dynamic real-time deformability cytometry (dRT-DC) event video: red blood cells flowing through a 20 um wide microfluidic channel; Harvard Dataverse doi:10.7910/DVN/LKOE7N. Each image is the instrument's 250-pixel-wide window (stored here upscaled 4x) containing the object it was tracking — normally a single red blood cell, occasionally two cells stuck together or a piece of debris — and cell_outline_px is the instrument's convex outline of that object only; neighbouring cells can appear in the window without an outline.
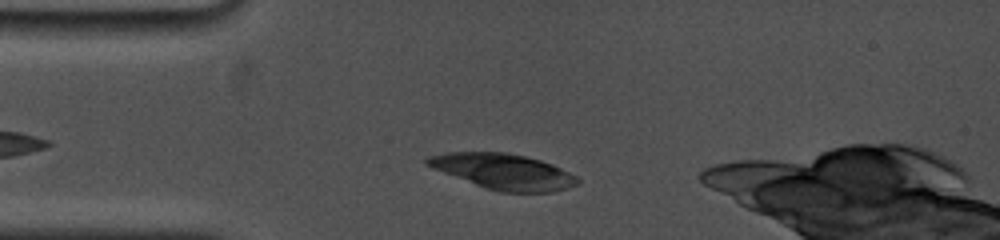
{"species": "common noctule bat (a hibernating species)", "species_latin": "Nyctalus noctula", "temperature_condition": "cold", "stored_images_in_passage": 5, "camera_frame_rate_fps": 5000, "um_per_image_px": 0.085, "animal": {"sex": "female", "body_mass_g": 19.0, "forearm_length_mm": 53.3}, "frame": {"image": 1, "passage_image": 4, "time_ms": 1.6, "image_size_px": [1000, 240], "cell_outline_px": [[580, 184], [568, 188], [552, 192], [500, 192], [476, 184], [432, 168], [424, 164], [424, 160], [428, 156], [448, 152], [508, 152], [540, 160], [552, 164], [576, 176], [580, 180]], "centroid_in_image_um": [42.8, 14.57], "position_along_channel_um": 42.2, "area_um2": 30.92}}